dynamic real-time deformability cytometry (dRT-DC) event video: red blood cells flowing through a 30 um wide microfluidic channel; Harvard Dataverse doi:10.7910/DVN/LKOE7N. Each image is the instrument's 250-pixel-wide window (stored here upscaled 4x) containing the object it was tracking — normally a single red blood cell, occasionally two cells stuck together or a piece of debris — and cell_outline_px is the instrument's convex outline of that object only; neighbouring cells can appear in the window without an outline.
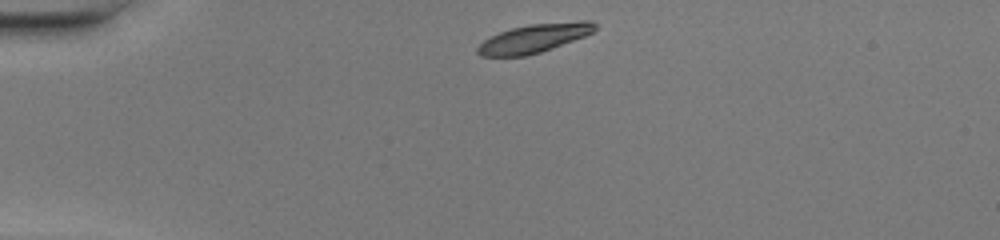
{"species": "common noctule bat (a hibernating species)", "species_latin": "Nyctalus noctula", "temperature_condition": "warm", "stored_images_in_passage": 38, "camera_frame_rate_fps": 3000, "um_per_image_px": 0.085, "animal": {"sex": "female", "body_mass_g": 20.0, "forearm_length_mm": 54.0}, "frame": {"image": 1, "passage_image": 1, "time_ms": 0.0, "image_size_px": [1000, 240], "cell_outline_px": [[596, 28], [592, 32], [584, 36], [552, 48], [540, 52], [524, 56], [480, 56], [476, 52], [476, 48], [484, 40], [500, 32], [512, 28], [528, 24], [580, 20], [592, 20], [596, 24]], "centroid_in_image_um": [45.41, 3.24], "position_along_channel_um": 39.6, "area_um2": 19.54}}
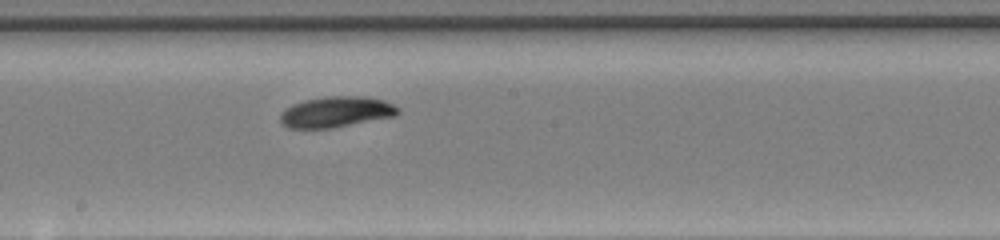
{"frame": {"image": 2, "passage_image": 17, "time_ms": 5.333, "image_size_px": [1000, 240], "cell_outline_px": [[400, 112], [396, 116], [332, 128], [288, 128], [280, 120], [280, 116], [292, 104], [304, 100], [328, 96], [364, 96], [384, 100], [400, 108]], "centroid_in_image_um": [28.63, 9.51], "position_along_channel_um": 219.6, "area_um2": 21.04}}
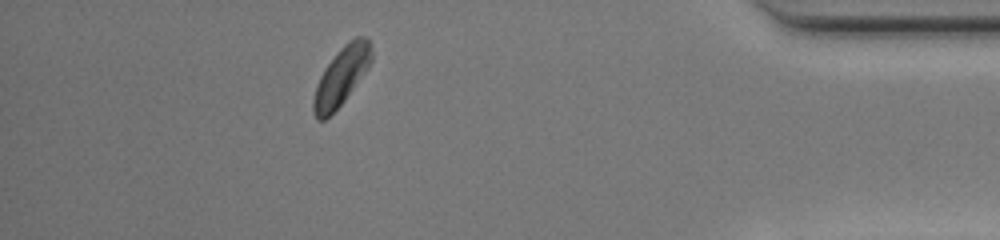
{"frame": {"image": 3, "passage_image": 33, "time_ms": 10.667, "image_size_px": [1000, 240], "cell_outline_px": [[372, 60], [364, 72], [344, 100], [324, 120], [316, 120], [312, 112], [312, 100], [316, 84], [324, 68], [336, 52], [344, 44], [356, 36], [368, 36], [372, 52]], "centroid_in_image_um": [28.98, 6.46], "position_along_channel_um": 406.2, "area_um2": 19.54}, "authors_computed_cell_mechanics": {"area_um2": 20.3456, "velocity_mm_per_s": 4.2523, "shape_relaxation_time_tau1_ms": 1.8008, "shape_relaxation_time_tau2_ms": null, "deformation_change_tau1": 0.1114, "deformation_change_tau2": null}}